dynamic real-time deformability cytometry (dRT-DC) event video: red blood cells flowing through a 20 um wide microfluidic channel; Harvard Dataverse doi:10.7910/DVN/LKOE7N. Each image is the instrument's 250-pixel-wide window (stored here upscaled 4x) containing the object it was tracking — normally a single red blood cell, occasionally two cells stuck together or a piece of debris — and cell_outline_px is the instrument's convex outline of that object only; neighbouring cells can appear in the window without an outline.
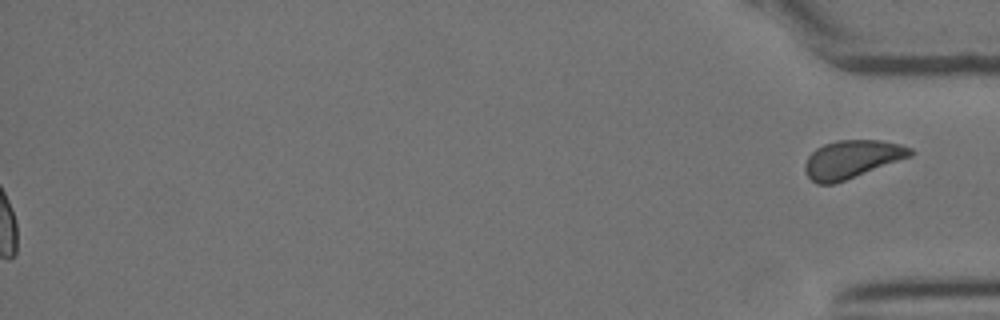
{"species": "Egyptian fruit bat (a non-hibernating species)", "species_latin": "Rousettus aegyptiacus", "temperature_condition": "cold", "stored_images_in_passage": 58, "segment_of_instrument_passage": [2, 2], "camera_frame_rate_fps": 3000, "um_per_image_px": 0.085, "animal": {"sex": "female"}, "frame": {"image": 1, "passage_image": 58, "time_ms": 19.0, "image_size_px": [1000, 320], "cell_outline_px": [[912, 156], [844, 180], [832, 184], [816, 184], [808, 176], [804, 168], [804, 164], [808, 156], [816, 148], [824, 144], [836, 140], [880, 140], [900, 144], [912, 148]], "centroid_in_image_um": [72.39, 13.52], "position_along_channel_um": 362.8, "area_um2": 23.12}}